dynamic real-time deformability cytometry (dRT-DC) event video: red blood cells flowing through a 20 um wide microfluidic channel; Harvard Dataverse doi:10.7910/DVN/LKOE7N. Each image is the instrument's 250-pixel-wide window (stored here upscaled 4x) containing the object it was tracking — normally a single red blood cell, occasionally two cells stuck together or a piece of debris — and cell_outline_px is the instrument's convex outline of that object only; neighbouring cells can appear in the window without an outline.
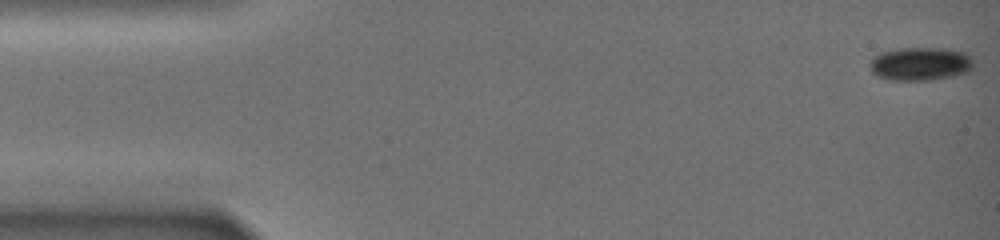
{"species": "common noctule bat (a hibernating species)", "species_latin": "Nyctalus noctula", "temperature_condition": "warm", "stored_images_in_passage": 56, "camera_frame_rate_fps": 3000, "um_per_image_px": 0.085, "animal": {"sex": "female", "body_mass_g": 19.0, "forearm_length_mm": 51.5}, "frame": {"image": 1, "passage_image": 1, "time_ms": 0.0, "image_size_px": [1000, 240], "cell_outline_px": [[972, 68], [968, 72], [952, 76], [932, 80], [888, 80], [876, 76], [872, 72], [868, 64], [880, 52], [900, 48], [944, 48], [964, 52], [972, 60]], "centroid_in_image_um": [78.2, 5.43], "position_along_channel_um": 6.8, "area_um2": 20.17}}
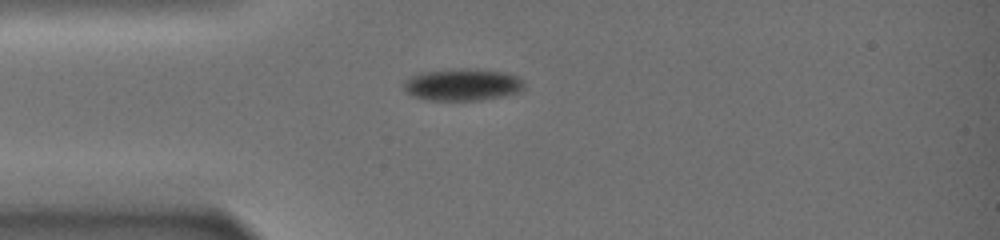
{"frame": {"image": 2, "passage_image": 39, "time_ms": 7.0, "image_size_px": [1000, 240], "cell_outline_px": [[524, 88], [520, 92], [504, 96], [484, 100], [424, 100], [412, 96], [404, 92], [404, 80], [420, 72], [460, 68], [476, 68], [504, 72], [516, 76], [524, 80]], "centroid_in_image_um": [39.31, 7.2], "position_along_channel_um": 45.7, "area_um2": 22.95}}
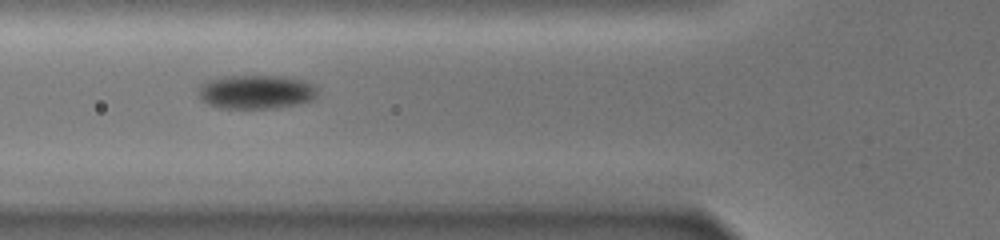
{"frame": {"image": 3, "passage_image": 55, "time_ms": 10.0, "image_size_px": [1000, 240], "cell_outline_px": [[316, 96], [312, 100], [300, 104], [276, 108], [220, 108], [208, 104], [200, 100], [196, 92], [200, 84], [208, 80], [228, 76], [284, 76], [304, 80], [312, 84], [316, 88]], "centroid_in_image_um": [21.74, 7.82], "position_along_channel_um": 104.1, "area_um2": 23.81}}